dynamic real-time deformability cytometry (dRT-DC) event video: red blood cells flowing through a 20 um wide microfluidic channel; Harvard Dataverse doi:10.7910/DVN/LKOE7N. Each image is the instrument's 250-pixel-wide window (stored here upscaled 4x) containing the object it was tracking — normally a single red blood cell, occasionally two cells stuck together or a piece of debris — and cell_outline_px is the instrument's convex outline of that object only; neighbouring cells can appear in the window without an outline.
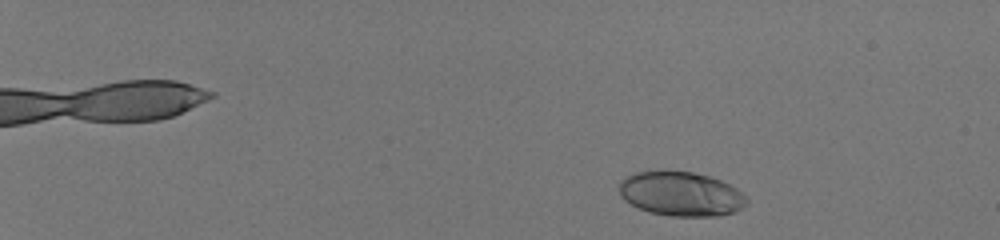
{"species": "human", "species_latin": "Homo sapiens", "temperature_condition": "room temperature", "stored_images_in_passage": 49, "camera_frame_rate_fps": 3000, "um_per_image_px": 0.085, "donor": {"sex": "male"}, "frame": {"image": 1, "passage_image": 4, "time_ms": 1.0, "image_size_px": [1000, 240], "cell_outline_px": [[748, 204], [736, 212], [716, 216], [672, 216], [652, 212], [640, 208], [624, 200], [620, 196], [620, 180], [636, 172], [660, 168], [668, 168], [692, 172], [708, 176], [720, 180], [736, 188], [748, 200]], "centroid_in_image_um": [57.87, 16.44], "position_along_channel_um": 27.1, "area_um2": 33.41}}
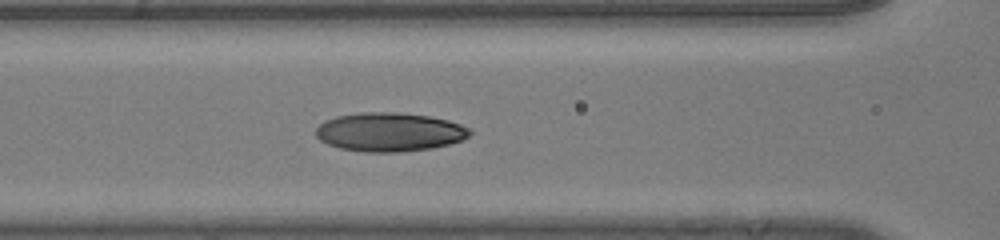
{"frame": {"image": 2, "passage_image": 24, "time_ms": 7.667, "image_size_px": [1000, 240], "cell_outline_px": [[472, 132], [464, 140], [432, 148], [400, 152], [364, 152], [340, 148], [328, 144], [320, 140], [316, 136], [316, 128], [324, 120], [336, 116], [360, 112], [396, 112], [428, 116], [448, 120], [472, 128]], "centroid_in_image_um": [33.11, 11.22], "position_along_channel_um": 133.5, "area_um2": 35.03}}
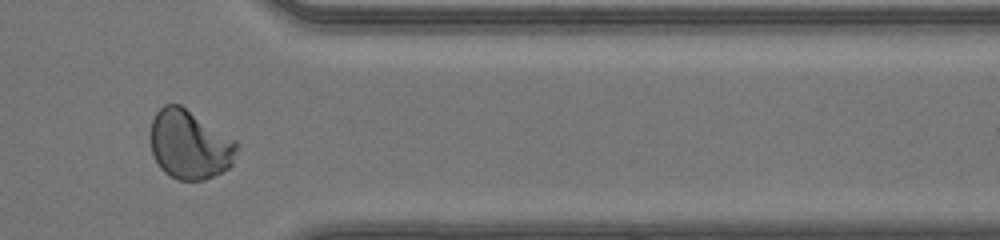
{"frame": {"image": 3, "passage_image": 43, "time_ms": 14.0, "image_size_px": [1000, 240], "cell_outline_px": [[240, 144], [232, 164], [228, 168], [204, 180], [176, 180], [164, 172], [160, 168], [152, 152], [152, 120], [156, 112], [164, 104], [180, 104], [236, 140]], "centroid_in_image_um": [16.14, 12.29], "position_along_channel_um": 395.3, "area_um2": 34.62}, "authors_computed_cell_mechanics": {"area_um2": 33.1194, "velocity_mm_per_s": 4.1784, "shape_relaxation_time_tau1_ms": 6.0734, "shape_relaxation_time_tau2_ms": 0.8592, "deformation_change_tau1": 0.2275, "deformation_change_tau2": 0.0435}}